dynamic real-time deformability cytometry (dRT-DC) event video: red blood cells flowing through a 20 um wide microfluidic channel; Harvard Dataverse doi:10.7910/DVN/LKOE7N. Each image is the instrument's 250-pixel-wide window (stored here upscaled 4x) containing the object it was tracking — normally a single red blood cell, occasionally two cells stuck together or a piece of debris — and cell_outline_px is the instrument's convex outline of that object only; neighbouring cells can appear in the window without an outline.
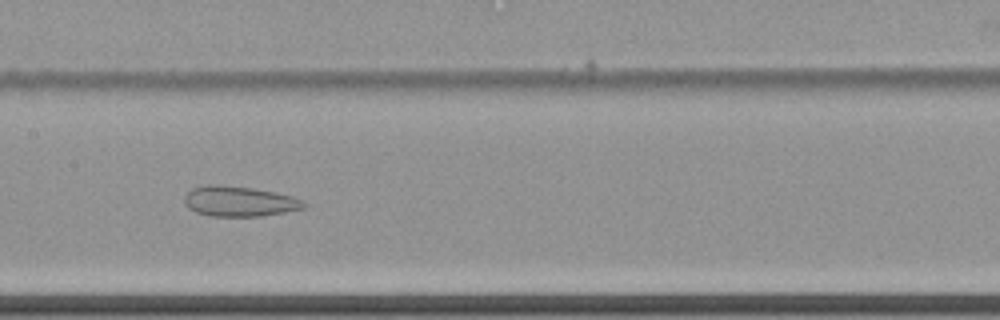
{"species": "common noctule bat (a hibernating species)", "species_latin": "Nyctalus noctula", "temperature_condition": "cold", "stored_images_in_passage": 45, "camera_frame_rate_fps": 3000, "um_per_image_px": 0.085, "animal": {"sex": "female", "body_mass_g": 22.7, "forearm_length_mm": 54.2}, "frame": {"image": 1, "passage_image": 16, "time_ms": 5.0, "image_size_px": [1000, 320], "cell_outline_px": [[308, 204], [304, 208], [264, 216], [212, 216], [196, 212], [188, 208], [184, 204], [184, 196], [192, 188], [208, 184], [220, 184], [252, 188], [292, 196], [304, 200]], "centroid_in_image_um": [20.33, 17.11], "position_along_channel_um": 187.1, "area_um2": 21.15}}
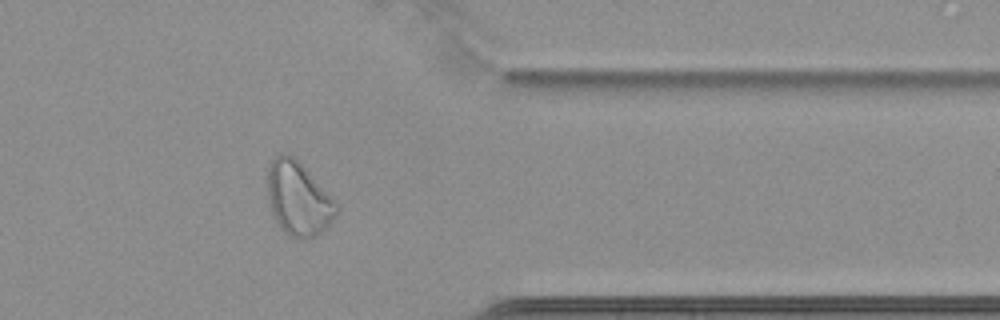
{"frame": {"image": 2, "passage_image": 34, "time_ms": 11.0, "image_size_px": [1000, 320], "cell_outline_px": [[340, 212], [316, 236], [304, 240], [300, 240], [288, 236], [280, 228], [272, 212], [268, 200], [268, 168], [272, 160], [280, 152], [284, 152], [292, 156], [304, 168], [340, 208]], "centroid_in_image_um": [25.33, 16.93], "position_along_channel_um": 386.1, "area_um2": 29.13}}
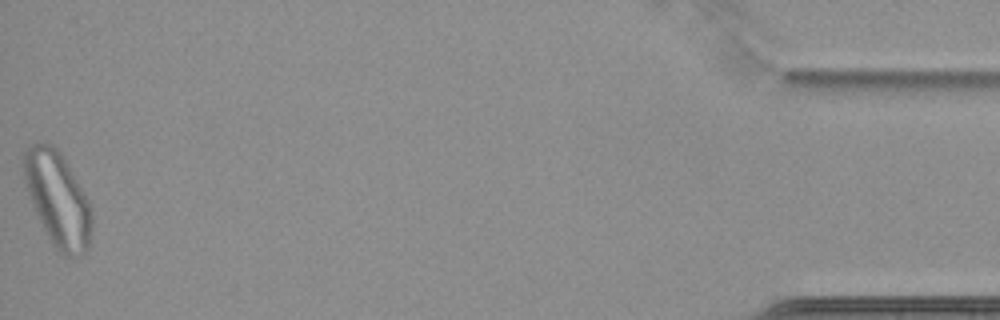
{"frame": {"image": 3, "passage_image": 45, "time_ms": 14.667, "image_size_px": [1000, 320], "cell_outline_px": [[92, 228], [88, 248], [80, 256], [64, 256], [52, 244], [32, 204], [24, 184], [20, 160], [24, 152], [32, 144], [52, 144], [60, 152], [88, 200], [92, 212]], "centroid_in_image_um": [4.88, 16.92], "position_along_channel_um": 430.3, "area_um2": 37.28}, "authors_computed_cell_mechanics": {"area_um2": 25.5476, "velocity_mm_per_s": 3.4561, "shape_relaxation_time_tau1_ms": null, "shape_relaxation_time_tau2_ms": 2.4897, "deformation_change_tau1": null, "deformation_change_tau2": 0.0993}}